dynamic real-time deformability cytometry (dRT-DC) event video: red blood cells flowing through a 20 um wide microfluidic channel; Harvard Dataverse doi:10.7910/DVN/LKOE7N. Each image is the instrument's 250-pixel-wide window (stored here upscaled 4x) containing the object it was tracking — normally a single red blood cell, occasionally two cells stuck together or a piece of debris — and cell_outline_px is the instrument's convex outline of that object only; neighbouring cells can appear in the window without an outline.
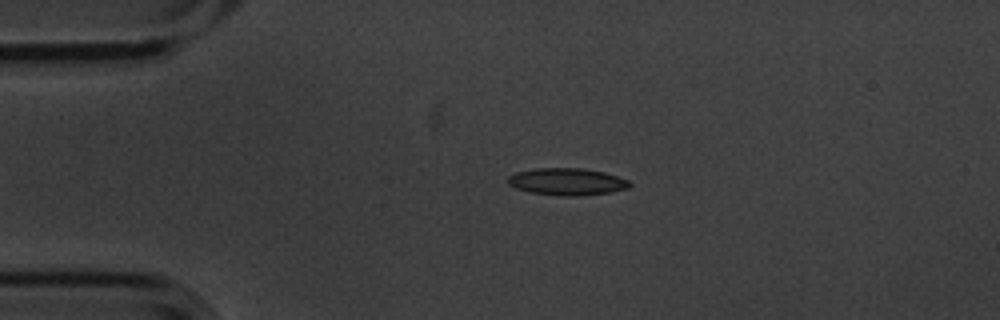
{"species": "common noctule bat (a hibernating species)", "species_latin": "Nyctalus noctula", "temperature_condition": "cold", "stored_images_in_passage": 4, "camera_frame_rate_fps": 3000, "um_per_image_px": 0.085, "animal": {"sex": "male", "body_mass_g": 20.1, "forearm_length_mm": 53.5}, "frame": {"image": 1, "passage_image": 3, "time_ms": 0.667, "image_size_px": [1000, 320], "cell_outline_px": [[632, 184], [628, 188], [608, 192], [580, 196], [560, 196], [528, 192], [516, 188], [508, 184], [508, 176], [516, 172], [536, 168], [580, 168], [604, 172], [628, 180]], "centroid_in_image_um": [48.17, 15.44], "position_along_channel_um": 36.8, "area_um2": 19.19}}